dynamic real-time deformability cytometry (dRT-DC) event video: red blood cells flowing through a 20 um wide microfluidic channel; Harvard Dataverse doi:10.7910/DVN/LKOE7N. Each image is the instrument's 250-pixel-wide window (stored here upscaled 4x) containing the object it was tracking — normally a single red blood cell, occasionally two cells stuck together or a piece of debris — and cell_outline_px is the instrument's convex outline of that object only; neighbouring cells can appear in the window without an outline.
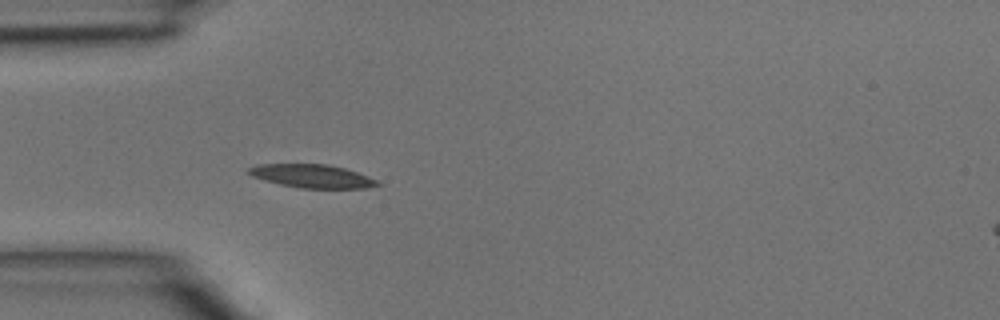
{"species": "common noctule bat (a hibernating species)", "species_latin": "Nyctalus noctula", "temperature_condition": "room temperature", "stored_images_in_passage": 37, "camera_frame_rate_fps": 3000, "um_per_image_px": 0.085, "animal": {"sex": "male", "body_mass_g": 15.6}, "frame": {"image": 1, "passage_image": 6, "time_ms": 1.667, "image_size_px": [1000, 320], "cell_outline_px": [[384, 184], [364, 188], [300, 188], [280, 184], [264, 180], [252, 176], [244, 172], [248, 168], [256, 164], [328, 164], [344, 168], [368, 176]], "centroid_in_image_um": [26.49, 14.96], "position_along_channel_um": 58.5, "area_um2": 17.57}}
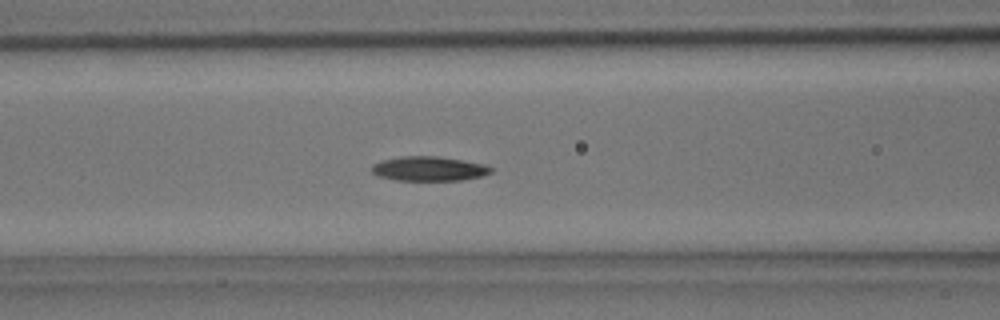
{"frame": {"image": 2, "passage_image": 11, "time_ms": 3.333, "image_size_px": [1000, 320], "cell_outline_px": [[496, 168], [492, 172], [484, 176], [460, 180], [396, 180], [376, 176], [372, 172], [372, 164], [380, 160], [400, 156], [436, 156], [484, 164]], "centroid_in_image_um": [36.46, 14.34], "position_along_channel_um": 130.1, "area_um2": 17.17}}